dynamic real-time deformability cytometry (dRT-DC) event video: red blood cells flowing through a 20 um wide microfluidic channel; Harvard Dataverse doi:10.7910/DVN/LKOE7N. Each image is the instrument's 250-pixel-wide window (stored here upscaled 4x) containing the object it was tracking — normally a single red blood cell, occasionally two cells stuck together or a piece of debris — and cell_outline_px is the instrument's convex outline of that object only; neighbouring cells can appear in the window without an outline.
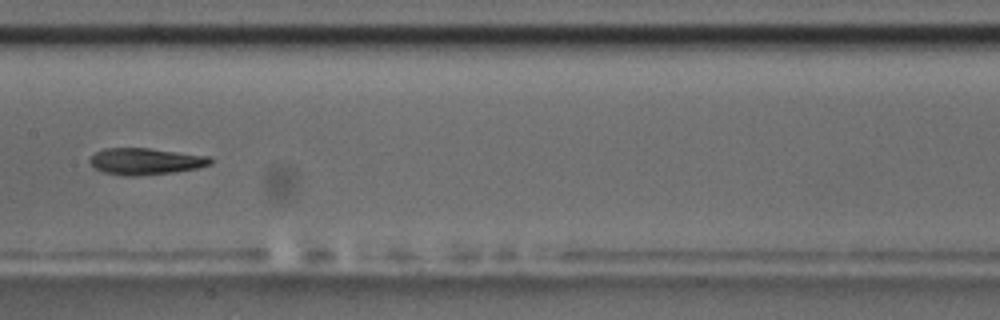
{"species": "common noctule bat (a hibernating species)", "species_latin": "Nyctalus noctula", "temperature_condition": "room temperature", "stored_images_in_passage": 15, "camera_frame_rate_fps": 3000, "um_per_image_px": 0.085, "animal": {"sex": "male", "body_mass_g": 17.5, "forearm_length_mm": 52.3}, "frame": {"image": 1, "passage_image": 7, "time_ms": 7.0, "image_size_px": [1000, 320], "cell_outline_px": [[212, 164], [196, 168], [176, 172], [136, 176], [124, 176], [104, 172], [96, 168], [88, 160], [96, 152], [104, 148], [148, 148], [208, 156], [212, 160]], "centroid_in_image_um": [12.37, 13.72], "position_along_channel_um": 195.0, "area_um2": 18.55}, "authors_computed_cell_mechanics": {"area_um2": 19.1318, "velocity_mm_per_s": 3.5511, "shape_relaxation_time_tau1_ms": 5.8634, "shape_relaxation_time_tau2_ms": 5.8052, "deformation_change_tau1": 0.196, "deformation_change_tau2": 0.1306}}